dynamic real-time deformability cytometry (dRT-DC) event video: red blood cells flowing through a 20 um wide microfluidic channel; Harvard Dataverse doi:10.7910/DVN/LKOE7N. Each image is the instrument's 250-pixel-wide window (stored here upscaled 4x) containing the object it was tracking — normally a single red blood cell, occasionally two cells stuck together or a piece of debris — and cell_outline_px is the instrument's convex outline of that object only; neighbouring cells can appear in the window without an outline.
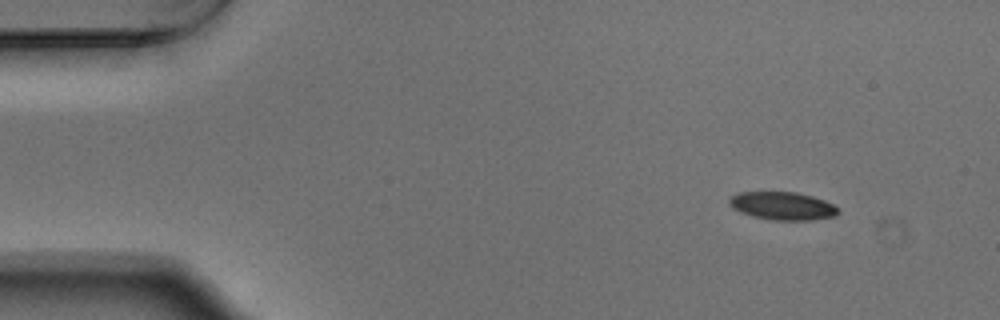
{"species": "Egyptian fruit bat (a non-hibernating species)", "species_latin": "Rousettus aegyptiacus", "temperature_condition": "warm", "stored_images_in_passage": 49, "camera_frame_rate_fps": 3000, "um_per_image_px": 0.085, "animal": {"sex": "male"}, "frame": {"image": 1, "passage_image": 1, "time_ms": 0.0, "image_size_px": [1000, 320], "cell_outline_px": [[840, 212], [836, 216], [812, 220], [772, 220], [752, 216], [740, 212], [732, 208], [728, 200], [732, 196], [740, 192], [796, 192], [812, 196], [824, 200], [840, 208]], "centroid_in_image_um": [66.54, 17.51], "position_along_channel_um": 18.5, "area_um2": 17.86}}
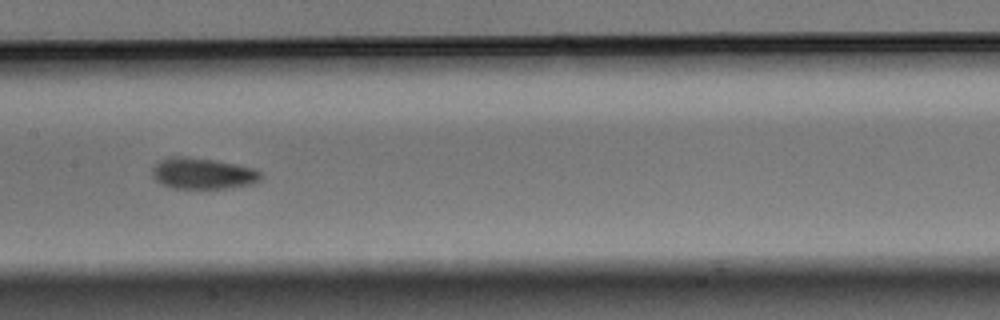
{"frame": {"image": 2, "passage_image": 22, "time_ms": 7.0, "image_size_px": [1000, 320], "cell_outline_px": [[264, 176], [260, 180], [252, 184], [232, 188], [172, 188], [160, 184], [152, 176], [152, 168], [160, 160], [180, 156], [184, 156], [212, 160], [236, 164], [252, 168], [260, 172]], "centroid_in_image_um": [17.25, 14.76], "position_along_channel_um": 190.2, "area_um2": 19.65}}
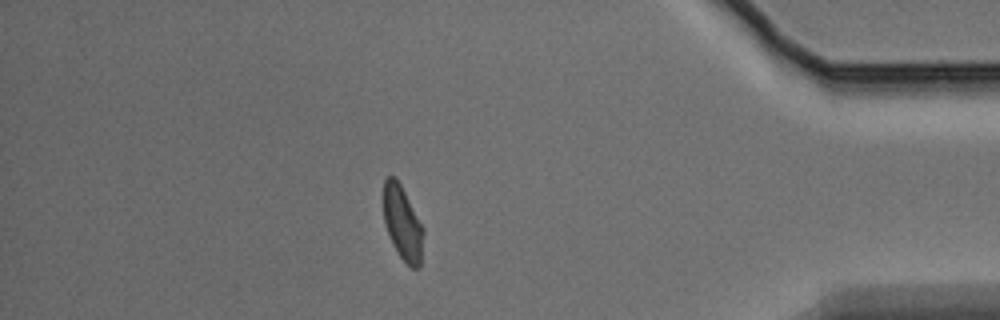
{"frame": {"image": 3, "passage_image": 42, "time_ms": 13.667, "image_size_px": [1000, 320], "cell_outline_px": [[424, 232], [420, 268], [412, 268], [400, 256], [392, 244], [384, 220], [384, 180], [388, 176], [396, 176], [424, 228]], "centroid_in_image_um": [34.23, 18.96], "position_along_channel_um": 401.0, "area_um2": 17.11}, "authors_computed_cell_mechanics": {"area_um2": 18.6116, "velocity_mm_per_s": 3.7476, "shape_relaxation_time_tau1_ms": 2.8335, "shape_relaxation_time_tau2_ms": 2.6483, "deformation_change_tau1": 0.1264, "deformation_change_tau2": 0.0812}}